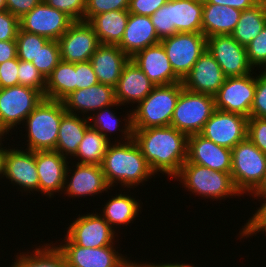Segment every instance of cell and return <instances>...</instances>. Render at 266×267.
I'll use <instances>...</instances> for the list:
<instances>
[{
    "instance_id": "25",
    "label": "cell",
    "mask_w": 266,
    "mask_h": 267,
    "mask_svg": "<svg viewBox=\"0 0 266 267\" xmlns=\"http://www.w3.org/2000/svg\"><path fill=\"white\" fill-rule=\"evenodd\" d=\"M131 59L155 85H168L182 80L174 73L161 43L148 46Z\"/></svg>"
},
{
    "instance_id": "60",
    "label": "cell",
    "mask_w": 266,
    "mask_h": 267,
    "mask_svg": "<svg viewBox=\"0 0 266 267\" xmlns=\"http://www.w3.org/2000/svg\"><path fill=\"white\" fill-rule=\"evenodd\" d=\"M257 3H266V0H256Z\"/></svg>"
},
{
    "instance_id": "28",
    "label": "cell",
    "mask_w": 266,
    "mask_h": 267,
    "mask_svg": "<svg viewBox=\"0 0 266 267\" xmlns=\"http://www.w3.org/2000/svg\"><path fill=\"white\" fill-rule=\"evenodd\" d=\"M121 107L117 101L107 107H104L96 112H94L88 119L89 124L92 128H95L97 131H99L103 136H105L110 142L113 140V137L111 135L118 136L115 140L112 142H126L133 138V127H132V109H129L126 115H124V118H120L122 115L117 117V111L112 110L116 109L118 107ZM116 107V108H113ZM112 110V111H111ZM116 111V112H115ZM124 121V122H122ZM124 123V124H123ZM123 124V125H122ZM124 128V129H123ZM119 131V132H118ZM114 132V133H113ZM111 139V140H110Z\"/></svg>"
},
{
    "instance_id": "18",
    "label": "cell",
    "mask_w": 266,
    "mask_h": 267,
    "mask_svg": "<svg viewBox=\"0 0 266 267\" xmlns=\"http://www.w3.org/2000/svg\"><path fill=\"white\" fill-rule=\"evenodd\" d=\"M19 20L21 30L56 41L74 22L65 12L48 6L44 1L24 14Z\"/></svg>"
},
{
    "instance_id": "55",
    "label": "cell",
    "mask_w": 266,
    "mask_h": 267,
    "mask_svg": "<svg viewBox=\"0 0 266 267\" xmlns=\"http://www.w3.org/2000/svg\"><path fill=\"white\" fill-rule=\"evenodd\" d=\"M184 261H181V262H178V261H175V262H173V263H171V261H169V262H163L162 261V265L164 266V267H200V266H195V264L193 263L192 264V262H191V264L190 263H183Z\"/></svg>"
},
{
    "instance_id": "54",
    "label": "cell",
    "mask_w": 266,
    "mask_h": 267,
    "mask_svg": "<svg viewBox=\"0 0 266 267\" xmlns=\"http://www.w3.org/2000/svg\"><path fill=\"white\" fill-rule=\"evenodd\" d=\"M136 261V260H130V258L127 260L126 264L124 267H164L160 262L159 263H152L146 260L143 261ZM139 262V263H138Z\"/></svg>"
},
{
    "instance_id": "50",
    "label": "cell",
    "mask_w": 266,
    "mask_h": 267,
    "mask_svg": "<svg viewBox=\"0 0 266 267\" xmlns=\"http://www.w3.org/2000/svg\"><path fill=\"white\" fill-rule=\"evenodd\" d=\"M43 0H6V10L19 19Z\"/></svg>"
},
{
    "instance_id": "10",
    "label": "cell",
    "mask_w": 266,
    "mask_h": 267,
    "mask_svg": "<svg viewBox=\"0 0 266 267\" xmlns=\"http://www.w3.org/2000/svg\"><path fill=\"white\" fill-rule=\"evenodd\" d=\"M174 73L183 80L206 50L207 37L203 33H176L160 41Z\"/></svg>"
},
{
    "instance_id": "49",
    "label": "cell",
    "mask_w": 266,
    "mask_h": 267,
    "mask_svg": "<svg viewBox=\"0 0 266 267\" xmlns=\"http://www.w3.org/2000/svg\"><path fill=\"white\" fill-rule=\"evenodd\" d=\"M239 231L238 239L255 237L258 233H263L266 237V218H249ZM255 234V235H254Z\"/></svg>"
},
{
    "instance_id": "38",
    "label": "cell",
    "mask_w": 266,
    "mask_h": 267,
    "mask_svg": "<svg viewBox=\"0 0 266 267\" xmlns=\"http://www.w3.org/2000/svg\"><path fill=\"white\" fill-rule=\"evenodd\" d=\"M60 61L61 56L58 41L48 40L36 58L32 60V64L47 79Z\"/></svg>"
},
{
    "instance_id": "2",
    "label": "cell",
    "mask_w": 266,
    "mask_h": 267,
    "mask_svg": "<svg viewBox=\"0 0 266 267\" xmlns=\"http://www.w3.org/2000/svg\"><path fill=\"white\" fill-rule=\"evenodd\" d=\"M101 167L111 189L119 184L127 192L157 177L133 138L126 142H111Z\"/></svg>"
},
{
    "instance_id": "8",
    "label": "cell",
    "mask_w": 266,
    "mask_h": 267,
    "mask_svg": "<svg viewBox=\"0 0 266 267\" xmlns=\"http://www.w3.org/2000/svg\"><path fill=\"white\" fill-rule=\"evenodd\" d=\"M215 109L214 96L192 92L183 87L170 126L187 136L199 134Z\"/></svg>"
},
{
    "instance_id": "31",
    "label": "cell",
    "mask_w": 266,
    "mask_h": 267,
    "mask_svg": "<svg viewBox=\"0 0 266 267\" xmlns=\"http://www.w3.org/2000/svg\"><path fill=\"white\" fill-rule=\"evenodd\" d=\"M89 126V119L87 117L66 112L61 119L54 151H57L67 159L72 158L76 154L78 146Z\"/></svg>"
},
{
    "instance_id": "26",
    "label": "cell",
    "mask_w": 266,
    "mask_h": 267,
    "mask_svg": "<svg viewBox=\"0 0 266 267\" xmlns=\"http://www.w3.org/2000/svg\"><path fill=\"white\" fill-rule=\"evenodd\" d=\"M129 57L118 45L100 44L90 58L99 83L116 87Z\"/></svg>"
},
{
    "instance_id": "36",
    "label": "cell",
    "mask_w": 266,
    "mask_h": 267,
    "mask_svg": "<svg viewBox=\"0 0 266 267\" xmlns=\"http://www.w3.org/2000/svg\"><path fill=\"white\" fill-rule=\"evenodd\" d=\"M110 143L99 131L89 126L84 134L83 140L78 146L76 154L70 158V161L82 164L101 165ZM72 159L77 161H73Z\"/></svg>"
},
{
    "instance_id": "47",
    "label": "cell",
    "mask_w": 266,
    "mask_h": 267,
    "mask_svg": "<svg viewBox=\"0 0 266 267\" xmlns=\"http://www.w3.org/2000/svg\"><path fill=\"white\" fill-rule=\"evenodd\" d=\"M18 67L17 57L0 64V88L18 85Z\"/></svg>"
},
{
    "instance_id": "29",
    "label": "cell",
    "mask_w": 266,
    "mask_h": 267,
    "mask_svg": "<svg viewBox=\"0 0 266 267\" xmlns=\"http://www.w3.org/2000/svg\"><path fill=\"white\" fill-rule=\"evenodd\" d=\"M125 193L127 192L122 194L121 191L115 196L110 195L111 198L109 197L106 200L107 202L105 201V205H102V209L99 212L115 232L117 227L121 229L122 225L130 226L131 222L134 223L137 220L136 218L140 217L138 213H142V201L137 200L134 195H129V192Z\"/></svg>"
},
{
    "instance_id": "6",
    "label": "cell",
    "mask_w": 266,
    "mask_h": 267,
    "mask_svg": "<svg viewBox=\"0 0 266 267\" xmlns=\"http://www.w3.org/2000/svg\"><path fill=\"white\" fill-rule=\"evenodd\" d=\"M182 82L155 86L151 93L132 109L133 129L170 126Z\"/></svg>"
},
{
    "instance_id": "44",
    "label": "cell",
    "mask_w": 266,
    "mask_h": 267,
    "mask_svg": "<svg viewBox=\"0 0 266 267\" xmlns=\"http://www.w3.org/2000/svg\"><path fill=\"white\" fill-rule=\"evenodd\" d=\"M247 138L266 155V118H248Z\"/></svg>"
},
{
    "instance_id": "42",
    "label": "cell",
    "mask_w": 266,
    "mask_h": 267,
    "mask_svg": "<svg viewBox=\"0 0 266 267\" xmlns=\"http://www.w3.org/2000/svg\"><path fill=\"white\" fill-rule=\"evenodd\" d=\"M251 117L266 118V70L256 73V89L251 106Z\"/></svg>"
},
{
    "instance_id": "56",
    "label": "cell",
    "mask_w": 266,
    "mask_h": 267,
    "mask_svg": "<svg viewBox=\"0 0 266 267\" xmlns=\"http://www.w3.org/2000/svg\"><path fill=\"white\" fill-rule=\"evenodd\" d=\"M5 145L0 147V178L4 176V158H5ZM0 179V180H2Z\"/></svg>"
},
{
    "instance_id": "48",
    "label": "cell",
    "mask_w": 266,
    "mask_h": 267,
    "mask_svg": "<svg viewBox=\"0 0 266 267\" xmlns=\"http://www.w3.org/2000/svg\"><path fill=\"white\" fill-rule=\"evenodd\" d=\"M169 0H130L129 13L151 16Z\"/></svg>"
},
{
    "instance_id": "21",
    "label": "cell",
    "mask_w": 266,
    "mask_h": 267,
    "mask_svg": "<svg viewBox=\"0 0 266 267\" xmlns=\"http://www.w3.org/2000/svg\"><path fill=\"white\" fill-rule=\"evenodd\" d=\"M226 78L221 67L206 48L190 72L184 77L182 84L189 91L214 96Z\"/></svg>"
},
{
    "instance_id": "17",
    "label": "cell",
    "mask_w": 266,
    "mask_h": 267,
    "mask_svg": "<svg viewBox=\"0 0 266 267\" xmlns=\"http://www.w3.org/2000/svg\"><path fill=\"white\" fill-rule=\"evenodd\" d=\"M206 48L226 77H242L254 71L247 59L246 47L239 44L231 35L207 37Z\"/></svg>"
},
{
    "instance_id": "19",
    "label": "cell",
    "mask_w": 266,
    "mask_h": 267,
    "mask_svg": "<svg viewBox=\"0 0 266 267\" xmlns=\"http://www.w3.org/2000/svg\"><path fill=\"white\" fill-rule=\"evenodd\" d=\"M57 41L61 60L69 63L90 61L100 45L95 31L86 21H74Z\"/></svg>"
},
{
    "instance_id": "12",
    "label": "cell",
    "mask_w": 266,
    "mask_h": 267,
    "mask_svg": "<svg viewBox=\"0 0 266 267\" xmlns=\"http://www.w3.org/2000/svg\"><path fill=\"white\" fill-rule=\"evenodd\" d=\"M64 240L54 243L64 254L67 267H124L130 258L118 251L116 242L113 245L85 248L74 244L66 235ZM58 243V244H57ZM117 250V251H116Z\"/></svg>"
},
{
    "instance_id": "46",
    "label": "cell",
    "mask_w": 266,
    "mask_h": 267,
    "mask_svg": "<svg viewBox=\"0 0 266 267\" xmlns=\"http://www.w3.org/2000/svg\"><path fill=\"white\" fill-rule=\"evenodd\" d=\"M75 91L98 84L90 61L75 63Z\"/></svg>"
},
{
    "instance_id": "39",
    "label": "cell",
    "mask_w": 266,
    "mask_h": 267,
    "mask_svg": "<svg viewBox=\"0 0 266 267\" xmlns=\"http://www.w3.org/2000/svg\"><path fill=\"white\" fill-rule=\"evenodd\" d=\"M18 85L40 91L45 97L46 78L37 70L32 62L19 60Z\"/></svg>"
},
{
    "instance_id": "9",
    "label": "cell",
    "mask_w": 266,
    "mask_h": 267,
    "mask_svg": "<svg viewBox=\"0 0 266 267\" xmlns=\"http://www.w3.org/2000/svg\"><path fill=\"white\" fill-rule=\"evenodd\" d=\"M44 98L40 91L22 85L0 88V128L13 135V130H18L17 126L23 124Z\"/></svg>"
},
{
    "instance_id": "14",
    "label": "cell",
    "mask_w": 266,
    "mask_h": 267,
    "mask_svg": "<svg viewBox=\"0 0 266 267\" xmlns=\"http://www.w3.org/2000/svg\"><path fill=\"white\" fill-rule=\"evenodd\" d=\"M255 72L256 70L242 77H227L214 95L215 108L247 118L251 117V106L256 89Z\"/></svg>"
},
{
    "instance_id": "5",
    "label": "cell",
    "mask_w": 266,
    "mask_h": 267,
    "mask_svg": "<svg viewBox=\"0 0 266 267\" xmlns=\"http://www.w3.org/2000/svg\"><path fill=\"white\" fill-rule=\"evenodd\" d=\"M203 0H169L150 16L160 40L176 33H202Z\"/></svg>"
},
{
    "instance_id": "16",
    "label": "cell",
    "mask_w": 266,
    "mask_h": 267,
    "mask_svg": "<svg viewBox=\"0 0 266 267\" xmlns=\"http://www.w3.org/2000/svg\"><path fill=\"white\" fill-rule=\"evenodd\" d=\"M247 132V117L215 109L199 134L219 146L233 149L247 138Z\"/></svg>"
},
{
    "instance_id": "1",
    "label": "cell",
    "mask_w": 266,
    "mask_h": 267,
    "mask_svg": "<svg viewBox=\"0 0 266 267\" xmlns=\"http://www.w3.org/2000/svg\"><path fill=\"white\" fill-rule=\"evenodd\" d=\"M133 139L155 175L172 180L187 160L188 136L175 127L133 129Z\"/></svg>"
},
{
    "instance_id": "51",
    "label": "cell",
    "mask_w": 266,
    "mask_h": 267,
    "mask_svg": "<svg viewBox=\"0 0 266 267\" xmlns=\"http://www.w3.org/2000/svg\"><path fill=\"white\" fill-rule=\"evenodd\" d=\"M203 3H213L222 5L223 7L229 6L241 11L251 8L257 4L256 0H203Z\"/></svg>"
},
{
    "instance_id": "27",
    "label": "cell",
    "mask_w": 266,
    "mask_h": 267,
    "mask_svg": "<svg viewBox=\"0 0 266 267\" xmlns=\"http://www.w3.org/2000/svg\"><path fill=\"white\" fill-rule=\"evenodd\" d=\"M150 16L129 13V19L118 47L129 57L137 52L160 43Z\"/></svg>"
},
{
    "instance_id": "57",
    "label": "cell",
    "mask_w": 266,
    "mask_h": 267,
    "mask_svg": "<svg viewBox=\"0 0 266 267\" xmlns=\"http://www.w3.org/2000/svg\"><path fill=\"white\" fill-rule=\"evenodd\" d=\"M254 191H266V171L259 186Z\"/></svg>"
},
{
    "instance_id": "41",
    "label": "cell",
    "mask_w": 266,
    "mask_h": 267,
    "mask_svg": "<svg viewBox=\"0 0 266 267\" xmlns=\"http://www.w3.org/2000/svg\"><path fill=\"white\" fill-rule=\"evenodd\" d=\"M130 0H86L84 21L88 22L92 17L114 10H128Z\"/></svg>"
},
{
    "instance_id": "30",
    "label": "cell",
    "mask_w": 266,
    "mask_h": 267,
    "mask_svg": "<svg viewBox=\"0 0 266 267\" xmlns=\"http://www.w3.org/2000/svg\"><path fill=\"white\" fill-rule=\"evenodd\" d=\"M241 10L213 3H203L202 33L206 37L230 35L237 25Z\"/></svg>"
},
{
    "instance_id": "32",
    "label": "cell",
    "mask_w": 266,
    "mask_h": 267,
    "mask_svg": "<svg viewBox=\"0 0 266 267\" xmlns=\"http://www.w3.org/2000/svg\"><path fill=\"white\" fill-rule=\"evenodd\" d=\"M128 19V10H114L94 16L88 23L95 31L100 44L119 45Z\"/></svg>"
},
{
    "instance_id": "52",
    "label": "cell",
    "mask_w": 266,
    "mask_h": 267,
    "mask_svg": "<svg viewBox=\"0 0 266 267\" xmlns=\"http://www.w3.org/2000/svg\"><path fill=\"white\" fill-rule=\"evenodd\" d=\"M17 57L16 40L0 41V64Z\"/></svg>"
},
{
    "instance_id": "11",
    "label": "cell",
    "mask_w": 266,
    "mask_h": 267,
    "mask_svg": "<svg viewBox=\"0 0 266 267\" xmlns=\"http://www.w3.org/2000/svg\"><path fill=\"white\" fill-rule=\"evenodd\" d=\"M66 231V236L76 245L85 248H98L113 245L119 237L120 229L115 232L100 213H85L73 219ZM117 236V237H116ZM116 237V238H115Z\"/></svg>"
},
{
    "instance_id": "58",
    "label": "cell",
    "mask_w": 266,
    "mask_h": 267,
    "mask_svg": "<svg viewBox=\"0 0 266 267\" xmlns=\"http://www.w3.org/2000/svg\"><path fill=\"white\" fill-rule=\"evenodd\" d=\"M7 134L0 128V147L5 143V139H9V138H6L4 136H6ZM4 141V143L2 142Z\"/></svg>"
},
{
    "instance_id": "24",
    "label": "cell",
    "mask_w": 266,
    "mask_h": 267,
    "mask_svg": "<svg viewBox=\"0 0 266 267\" xmlns=\"http://www.w3.org/2000/svg\"><path fill=\"white\" fill-rule=\"evenodd\" d=\"M154 87L155 85L130 58L124 65L121 77L114 88L115 99L120 105H133L130 107L133 109L151 93Z\"/></svg>"
},
{
    "instance_id": "40",
    "label": "cell",
    "mask_w": 266,
    "mask_h": 267,
    "mask_svg": "<svg viewBox=\"0 0 266 267\" xmlns=\"http://www.w3.org/2000/svg\"><path fill=\"white\" fill-rule=\"evenodd\" d=\"M247 59L255 70H266V25L263 30L246 46Z\"/></svg>"
},
{
    "instance_id": "13",
    "label": "cell",
    "mask_w": 266,
    "mask_h": 267,
    "mask_svg": "<svg viewBox=\"0 0 266 267\" xmlns=\"http://www.w3.org/2000/svg\"><path fill=\"white\" fill-rule=\"evenodd\" d=\"M5 146L4 178L13 186H17L21 195L39 193V177L35 162V151L23 148ZM19 186V187H18ZM32 192V193H31ZM26 193V194H25Z\"/></svg>"
},
{
    "instance_id": "35",
    "label": "cell",
    "mask_w": 266,
    "mask_h": 267,
    "mask_svg": "<svg viewBox=\"0 0 266 267\" xmlns=\"http://www.w3.org/2000/svg\"><path fill=\"white\" fill-rule=\"evenodd\" d=\"M75 63L60 61L46 79L45 98L62 101L75 91Z\"/></svg>"
},
{
    "instance_id": "43",
    "label": "cell",
    "mask_w": 266,
    "mask_h": 267,
    "mask_svg": "<svg viewBox=\"0 0 266 267\" xmlns=\"http://www.w3.org/2000/svg\"><path fill=\"white\" fill-rule=\"evenodd\" d=\"M48 6L65 12L74 21H84L86 0H43Z\"/></svg>"
},
{
    "instance_id": "15",
    "label": "cell",
    "mask_w": 266,
    "mask_h": 267,
    "mask_svg": "<svg viewBox=\"0 0 266 267\" xmlns=\"http://www.w3.org/2000/svg\"><path fill=\"white\" fill-rule=\"evenodd\" d=\"M69 163L71 165L67 166L62 192L64 195L73 200V197L84 199L87 196L95 197L97 194L103 195L108 192L109 197V191L112 189L106 182L101 165L74 163L70 160Z\"/></svg>"
},
{
    "instance_id": "37",
    "label": "cell",
    "mask_w": 266,
    "mask_h": 267,
    "mask_svg": "<svg viewBox=\"0 0 266 267\" xmlns=\"http://www.w3.org/2000/svg\"><path fill=\"white\" fill-rule=\"evenodd\" d=\"M48 40L44 36L19 29L16 38L17 58L21 61L32 62Z\"/></svg>"
},
{
    "instance_id": "59",
    "label": "cell",
    "mask_w": 266,
    "mask_h": 267,
    "mask_svg": "<svg viewBox=\"0 0 266 267\" xmlns=\"http://www.w3.org/2000/svg\"><path fill=\"white\" fill-rule=\"evenodd\" d=\"M6 10V0H0V11Z\"/></svg>"
},
{
    "instance_id": "7",
    "label": "cell",
    "mask_w": 266,
    "mask_h": 267,
    "mask_svg": "<svg viewBox=\"0 0 266 267\" xmlns=\"http://www.w3.org/2000/svg\"><path fill=\"white\" fill-rule=\"evenodd\" d=\"M231 156V178L244 197L261 183L266 171V155L246 138L231 149Z\"/></svg>"
},
{
    "instance_id": "33",
    "label": "cell",
    "mask_w": 266,
    "mask_h": 267,
    "mask_svg": "<svg viewBox=\"0 0 266 267\" xmlns=\"http://www.w3.org/2000/svg\"><path fill=\"white\" fill-rule=\"evenodd\" d=\"M28 251L21 253L20 250L9 267H67L64 254L53 242L36 245L32 251Z\"/></svg>"
},
{
    "instance_id": "45",
    "label": "cell",
    "mask_w": 266,
    "mask_h": 267,
    "mask_svg": "<svg viewBox=\"0 0 266 267\" xmlns=\"http://www.w3.org/2000/svg\"><path fill=\"white\" fill-rule=\"evenodd\" d=\"M20 20L7 10L0 11V41L16 40Z\"/></svg>"
},
{
    "instance_id": "22",
    "label": "cell",
    "mask_w": 266,
    "mask_h": 267,
    "mask_svg": "<svg viewBox=\"0 0 266 267\" xmlns=\"http://www.w3.org/2000/svg\"><path fill=\"white\" fill-rule=\"evenodd\" d=\"M231 157V149L219 146L200 134L188 136L186 162L231 173Z\"/></svg>"
},
{
    "instance_id": "34",
    "label": "cell",
    "mask_w": 266,
    "mask_h": 267,
    "mask_svg": "<svg viewBox=\"0 0 266 267\" xmlns=\"http://www.w3.org/2000/svg\"><path fill=\"white\" fill-rule=\"evenodd\" d=\"M266 25V3H257L241 12L235 29L230 34L239 44L246 47Z\"/></svg>"
},
{
    "instance_id": "20",
    "label": "cell",
    "mask_w": 266,
    "mask_h": 267,
    "mask_svg": "<svg viewBox=\"0 0 266 267\" xmlns=\"http://www.w3.org/2000/svg\"><path fill=\"white\" fill-rule=\"evenodd\" d=\"M70 159L57 151H35V162L39 177V193L51 199L56 193L62 194L66 170Z\"/></svg>"
},
{
    "instance_id": "4",
    "label": "cell",
    "mask_w": 266,
    "mask_h": 267,
    "mask_svg": "<svg viewBox=\"0 0 266 267\" xmlns=\"http://www.w3.org/2000/svg\"><path fill=\"white\" fill-rule=\"evenodd\" d=\"M174 179H178L184 190L202 199L221 201L241 196L234 186L231 173L210 170L194 163L185 162Z\"/></svg>"
},
{
    "instance_id": "53",
    "label": "cell",
    "mask_w": 266,
    "mask_h": 267,
    "mask_svg": "<svg viewBox=\"0 0 266 267\" xmlns=\"http://www.w3.org/2000/svg\"><path fill=\"white\" fill-rule=\"evenodd\" d=\"M248 196L254 198V200L258 199V201H260L259 204L261 203L260 207H257L255 212L253 210V216H250V218H266V191H253Z\"/></svg>"
},
{
    "instance_id": "3",
    "label": "cell",
    "mask_w": 266,
    "mask_h": 267,
    "mask_svg": "<svg viewBox=\"0 0 266 267\" xmlns=\"http://www.w3.org/2000/svg\"><path fill=\"white\" fill-rule=\"evenodd\" d=\"M62 101L44 98L26 117L18 129L24 128L25 142L19 148L31 151L55 150L62 116L66 113ZM25 125V126H24ZM28 142V143H26ZM24 144V145H23Z\"/></svg>"
},
{
    "instance_id": "23",
    "label": "cell",
    "mask_w": 266,
    "mask_h": 267,
    "mask_svg": "<svg viewBox=\"0 0 266 267\" xmlns=\"http://www.w3.org/2000/svg\"><path fill=\"white\" fill-rule=\"evenodd\" d=\"M62 102L68 113L89 118L94 112L116 102L115 90L112 86L98 83L71 92Z\"/></svg>"
}]
</instances>
